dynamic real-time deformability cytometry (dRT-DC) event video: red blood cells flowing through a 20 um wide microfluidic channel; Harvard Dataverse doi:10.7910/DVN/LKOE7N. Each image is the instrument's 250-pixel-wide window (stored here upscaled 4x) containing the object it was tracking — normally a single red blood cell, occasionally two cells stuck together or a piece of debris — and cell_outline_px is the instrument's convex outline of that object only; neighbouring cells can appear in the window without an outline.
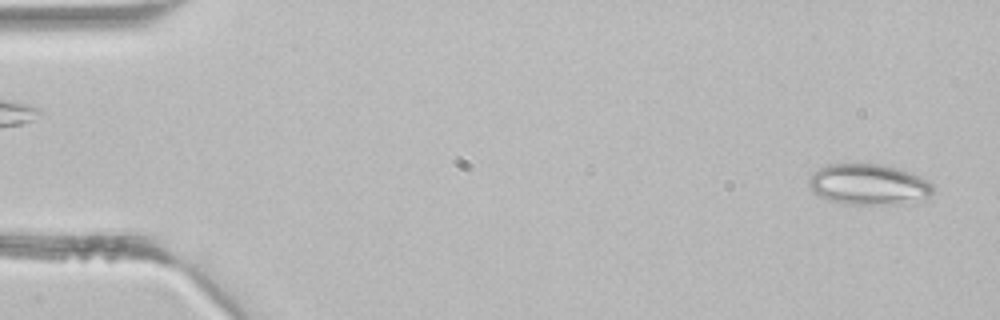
{"species": "common noctule bat (a hibernating species)", "species_latin": "Nyctalus noctula", "temperature_condition": "room temperature", "stored_images_in_passage": 41, "camera_frame_rate_fps": 3000, "um_per_image_px": 0.085, "animal": {"sex": "male", "body_mass_g": 21.5, "forearm_length_mm": 52.0}, "frame": {"image": 1, "passage_image": 1, "time_ms": 0.0, "image_size_px": [1000, 320], "cell_outline_px": [[932, 192], [924, 200], [908, 204], [844, 204], [828, 200], [820, 196], [808, 184], [808, 180], [820, 168], [828, 164], [868, 160], [884, 164], [912, 172], [928, 180], [932, 184]], "centroid_in_image_um": [73.88, 15.64], "position_along_channel_um": 11.1, "area_um2": 30.46}}
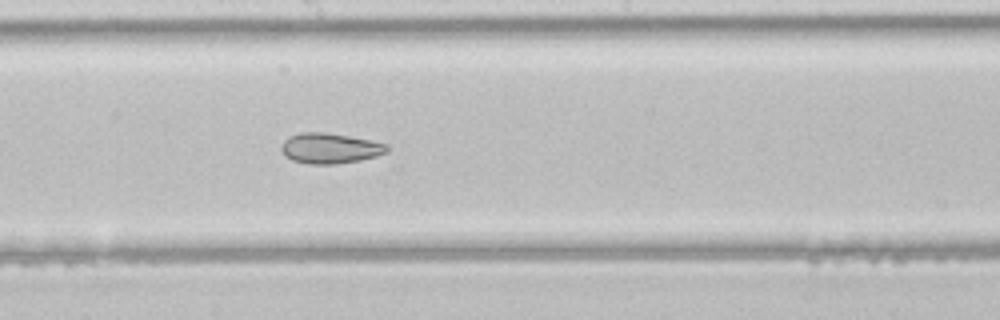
{"frame": {"image": 2, "passage_image": 22, "time_ms": 7.0, "image_size_px": [1000, 320], "cell_outline_px": [[388, 152], [376, 156], [360, 160], [336, 164], [308, 164], [292, 160], [284, 156], [280, 148], [284, 140], [288, 136], [300, 132], [324, 132], [348, 136], [388, 144]], "centroid_in_image_um": [28.01, 12.6], "position_along_channel_um": 220.2, "area_um2": 18.79}}
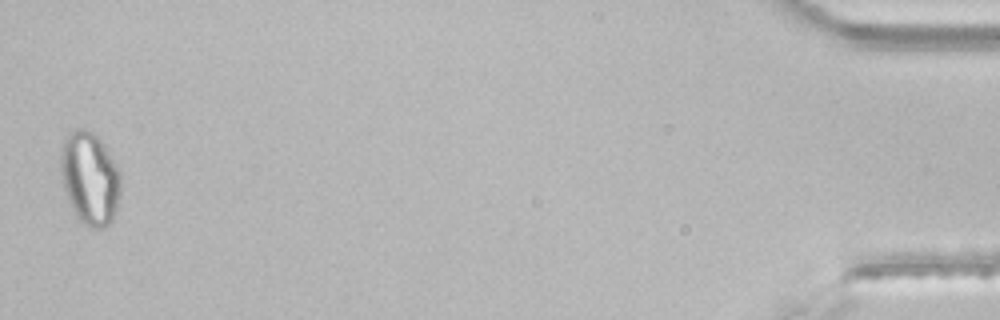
{"frame": {"image": 3, "passage_image": 41, "time_ms": 13.333, "image_size_px": [1000, 320], "cell_outline_px": [[120, 192], [116, 212], [112, 220], [104, 228], [92, 228], [84, 224], [76, 216], [68, 200], [64, 188], [60, 168], [60, 148], [64, 136], [68, 132], [76, 128], [84, 128], [92, 132], [100, 140], [120, 168]], "centroid_in_image_um": [7.62, 15.13], "position_along_channel_um": 427.6, "area_um2": 32.83}}